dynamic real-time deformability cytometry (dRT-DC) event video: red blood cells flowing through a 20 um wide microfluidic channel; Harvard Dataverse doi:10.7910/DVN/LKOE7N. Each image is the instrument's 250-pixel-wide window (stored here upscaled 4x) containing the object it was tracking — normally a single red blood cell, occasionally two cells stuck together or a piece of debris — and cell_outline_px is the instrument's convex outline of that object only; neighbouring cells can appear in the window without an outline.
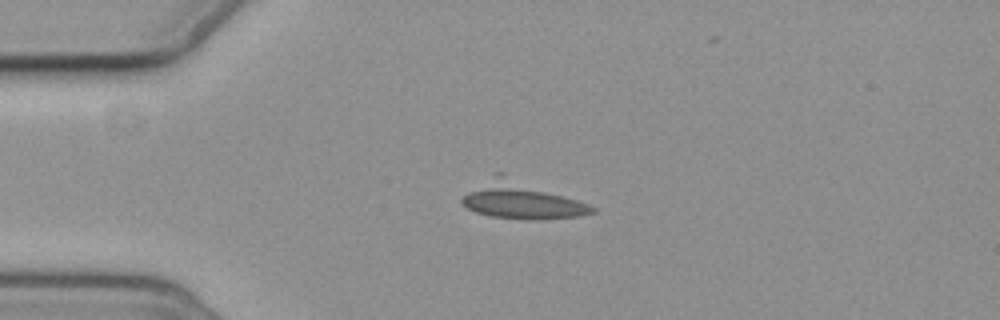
{"species": "common noctule bat (a hibernating species)", "species_latin": "Nyctalus noctula", "temperature_condition": "cold", "stored_images_in_passage": 6, "camera_frame_rate_fps": 3000, "um_per_image_px": 0.085, "animal": {"sex": "female", "body_mass_g": 19.3, "forearm_length_mm": 54.1}, "frame": {"image": 1, "passage_image": 4, "time_ms": 3.333, "image_size_px": [1000, 320], "cell_outline_px": [[596, 212], [576, 216], [532, 220], [528, 220], [492, 216], [476, 212], [468, 208], [460, 200], [464, 196], [496, 172], [504, 172], [588, 204], [596, 208]], "centroid_in_image_um": [44.34, 17.0], "position_along_channel_um": 40.7, "area_um2": 27.74}}
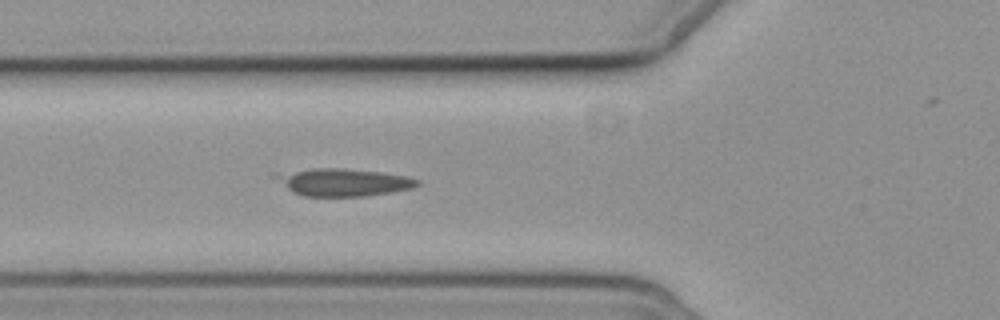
{"frame": {"image": 2, "passage_image": 6, "time_ms": 5.667, "image_size_px": [1000, 320], "cell_outline_px": [[420, 184], [412, 188], [392, 192], [368, 196], [304, 196], [292, 192], [272, 176], [272, 172], [312, 168], [340, 168], [380, 172], [408, 176], [420, 180]], "centroid_in_image_um": [29.13, 15.48], "position_along_channel_um": 96.7, "area_um2": 23.0}}